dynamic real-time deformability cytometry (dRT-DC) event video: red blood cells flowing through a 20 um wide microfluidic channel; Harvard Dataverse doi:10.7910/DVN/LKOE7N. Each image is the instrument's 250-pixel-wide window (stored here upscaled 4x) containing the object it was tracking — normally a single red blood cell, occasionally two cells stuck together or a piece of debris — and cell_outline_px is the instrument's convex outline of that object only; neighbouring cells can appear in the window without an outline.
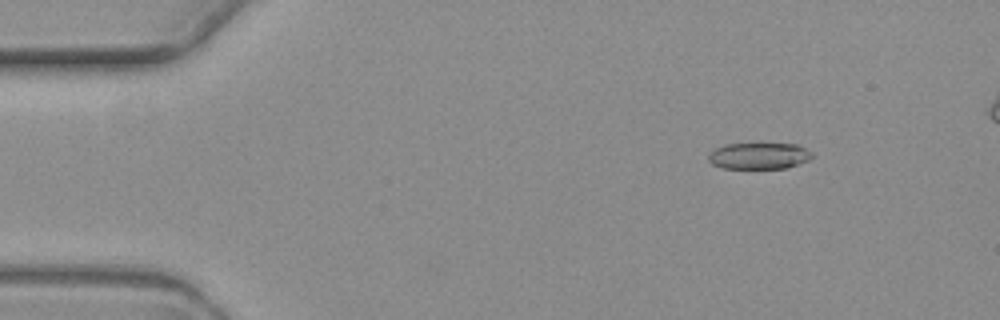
{"species": "common noctule bat (a hibernating species)", "species_latin": "Nyctalus noctula", "temperature_condition": "warm", "stored_images_in_passage": 5, "camera_frame_rate_fps": 3000, "um_per_image_px": 0.085, "animal": {"sex": "female", "body_mass_g": 19.3, "forearm_length_mm": 54.1}, "frame": {"image": 1, "passage_image": 2, "time_ms": 1.667, "image_size_px": [1000, 320], "cell_outline_px": [[812, 156], [808, 160], [784, 168], [724, 168], [712, 164], [708, 160], [708, 156], [716, 148], [724, 144], [756, 140], [796, 144], [812, 152]], "centroid_in_image_um": [64.49, 13.18], "position_along_channel_um": 20.5, "area_um2": 16.7}}